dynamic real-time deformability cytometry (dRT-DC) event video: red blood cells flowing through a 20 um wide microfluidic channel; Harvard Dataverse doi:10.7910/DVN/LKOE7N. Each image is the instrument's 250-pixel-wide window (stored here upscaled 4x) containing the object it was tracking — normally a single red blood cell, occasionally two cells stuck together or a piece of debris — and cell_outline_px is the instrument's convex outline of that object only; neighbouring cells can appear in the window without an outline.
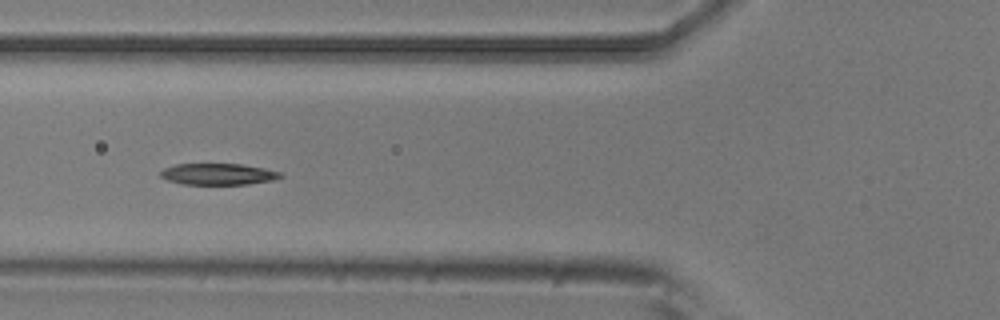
{"species": "common noctule bat (a hibernating species)", "species_latin": "Nyctalus noctula", "temperature_condition": "room temperature", "stored_images_in_passage": 7, "camera_frame_rate_fps": 3000, "um_per_image_px": 0.085, "animal": {"sex": "male", "body_mass_g": 20.5, "forearm_length_mm": 52.5}, "frame": {"image": 1, "passage_image": 5, "time_ms": 1.333, "image_size_px": [1000, 320], "cell_outline_px": [[284, 176], [272, 180], [248, 184], [184, 184], [168, 180], [160, 176], [160, 172], [164, 168], [176, 164], [240, 164], [264, 168], [280, 172]], "centroid_in_image_um": [18.54, 14.8], "position_along_channel_um": 107.3, "area_um2": 14.8}}
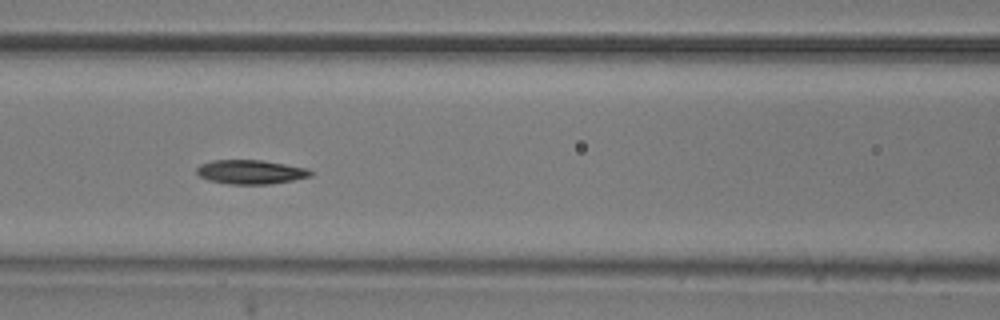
{"frame": {"image": 2, "passage_image": 6, "time_ms": 1.667, "image_size_px": [1000, 320], "cell_outline_px": [[312, 176], [272, 184], [228, 184], [208, 180], [200, 176], [196, 172], [196, 168], [200, 164], [212, 160], [260, 160], [308, 168], [312, 172]], "centroid_in_image_um": [21.29, 14.62], "position_along_channel_um": 145.3, "area_um2": 16.01}}
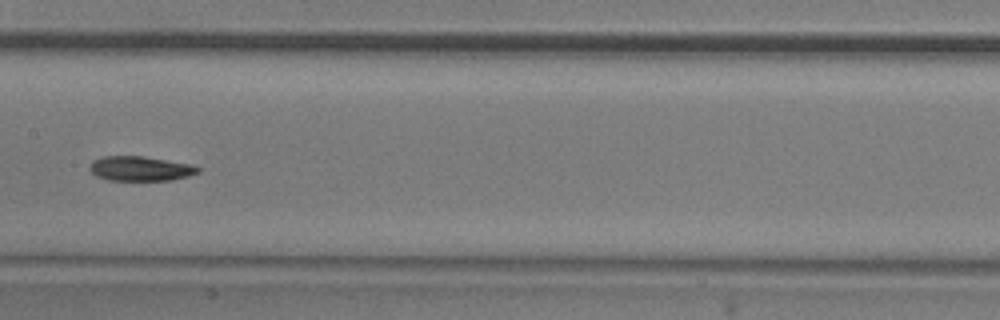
{"frame": {"image": 3, "passage_image": 7, "time_ms": 2.0, "image_size_px": [1000, 320], "cell_outline_px": [[200, 172], [188, 176], [172, 180], [108, 180], [96, 176], [88, 168], [92, 160], [104, 156], [144, 156], [192, 164], [200, 168]], "centroid_in_image_um": [11.93, 14.32], "position_along_channel_um": 195.5, "area_um2": 15.66}}